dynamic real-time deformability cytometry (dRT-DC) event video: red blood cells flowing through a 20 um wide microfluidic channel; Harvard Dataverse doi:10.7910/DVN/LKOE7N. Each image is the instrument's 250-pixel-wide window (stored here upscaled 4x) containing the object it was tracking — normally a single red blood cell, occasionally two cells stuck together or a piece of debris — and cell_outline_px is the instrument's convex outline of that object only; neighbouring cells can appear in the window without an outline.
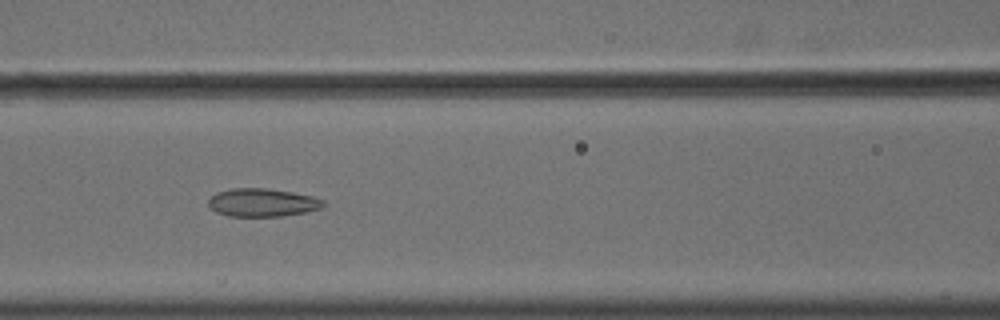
{"species": "common noctule bat (a hibernating species)", "species_latin": "Nyctalus noctula", "temperature_condition": "cold", "stored_images_in_passage": 42, "camera_frame_rate_fps": 3000, "um_per_image_px": 0.085, "animal": {"sex": "male", "body_mass_g": 18.8}, "frame": {"image": 1, "passage_image": 11, "time_ms": 3.333, "image_size_px": [1000, 320], "cell_outline_px": [[324, 204], [320, 208], [304, 212], [280, 216], [228, 216], [216, 212], [208, 204], [208, 200], [216, 192], [232, 188], [268, 188], [292, 192], [312, 196], [324, 200]], "centroid_in_image_um": [22.27, 17.21], "position_along_channel_um": 144.3, "area_um2": 18.73}}
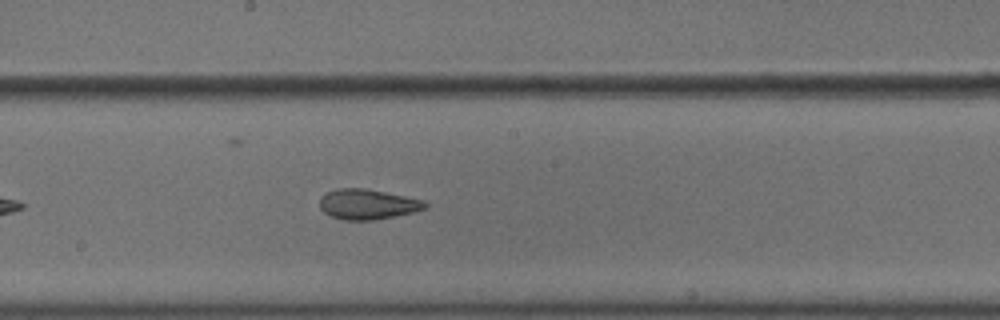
{"frame": {"image": 2, "passage_image": 17, "time_ms": 5.333, "image_size_px": [1000, 320], "cell_outline_px": [[428, 204], [424, 208], [416, 212], [372, 220], [344, 220], [328, 216], [320, 208], [320, 196], [336, 188], [364, 188], [424, 200]], "centroid_in_image_um": [31.21, 17.36], "position_along_channel_um": 217.0, "area_um2": 18.55}}
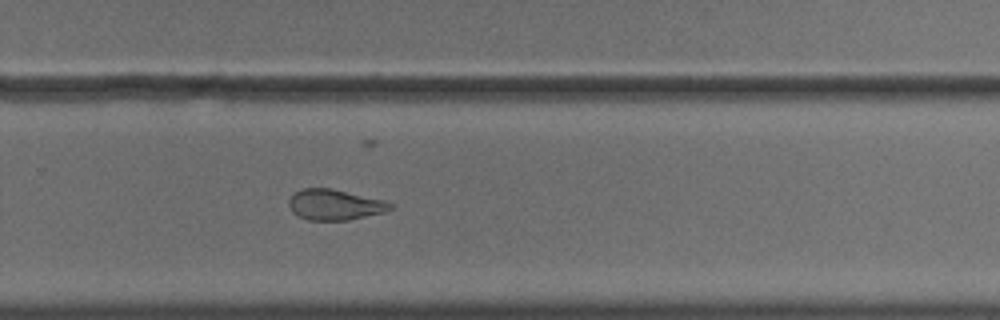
{"frame": {"image": 3, "passage_image": 24, "time_ms": 7.667, "image_size_px": [1000, 320], "cell_outline_px": [[392, 208], [384, 212], [348, 220], [308, 220], [292, 212], [288, 204], [288, 200], [296, 192], [304, 188], [332, 188], [384, 200], [392, 204]], "centroid_in_image_um": [28.45, 17.4], "position_along_channel_um": 301.4, "area_um2": 17.98}, "authors_computed_cell_mechanics": {"area_um2": 19.8543, "velocity_mm_per_s": 3.6318, "shape_relaxation_time_tau1_ms": null, "shape_relaxation_time_tau2_ms": 2.2577, "deformation_change_tau1": null, "deformation_change_tau2": 0.0961}}